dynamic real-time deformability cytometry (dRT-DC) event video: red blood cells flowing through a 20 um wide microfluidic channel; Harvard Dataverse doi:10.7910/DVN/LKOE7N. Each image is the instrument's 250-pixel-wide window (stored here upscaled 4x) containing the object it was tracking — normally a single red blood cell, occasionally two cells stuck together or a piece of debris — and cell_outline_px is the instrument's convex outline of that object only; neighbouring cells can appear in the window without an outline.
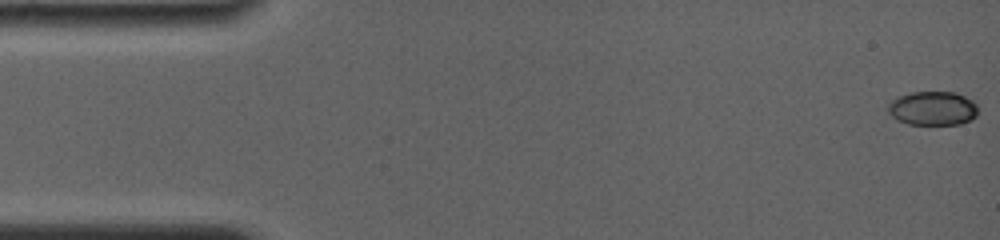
{"species": "common noctule bat (a hibernating species)", "species_latin": "Nyctalus noctula", "temperature_condition": "room temperature", "stored_images_in_passage": 96, "camera_frame_rate_fps": 4000, "um_per_image_px": 0.085, "animal": {"sex": "female", "body_mass_g": 19.0, "forearm_length_mm": 56.7}, "frame": {"image": 1, "passage_image": 1, "time_ms": 0.0, "image_size_px": [1000, 240], "cell_outline_px": [[976, 116], [972, 120], [960, 124], [908, 124], [896, 120], [888, 112], [888, 104], [892, 100], [900, 96], [912, 92], [956, 92], [972, 100], [976, 104]], "centroid_in_image_um": [79.28, 9.21], "position_along_channel_um": 5.7, "area_um2": 17.8}}
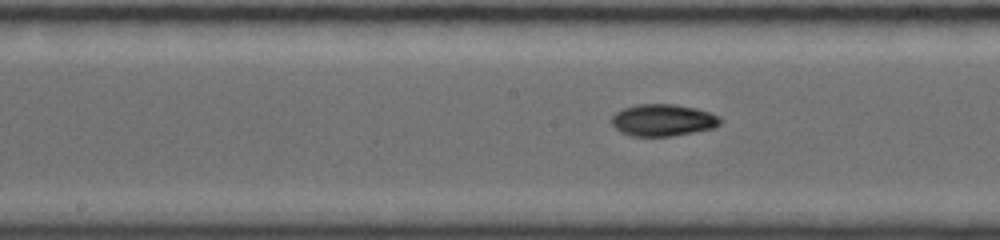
{"frame": {"image": 2, "passage_image": 57, "time_ms": 8.25, "image_size_px": [1000, 240], "cell_outline_px": [[720, 124], [716, 128], [672, 136], [632, 136], [620, 132], [612, 124], [612, 116], [616, 112], [624, 108], [636, 104], [676, 104], [696, 108], [720, 116]], "centroid_in_image_um": [56.36, 10.21], "position_along_channel_um": 191.8, "area_um2": 20.29}}
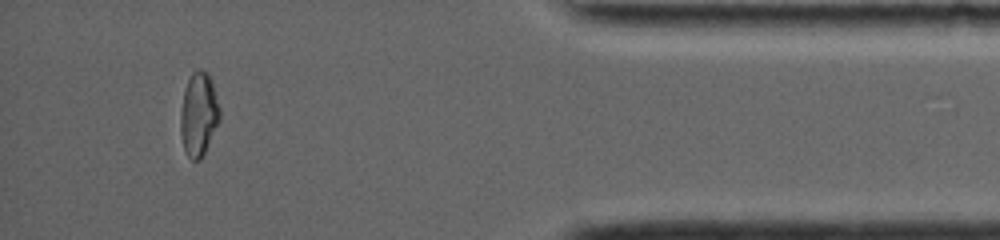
{"frame": {"image": 3, "passage_image": 92, "time_ms": 15.0, "image_size_px": [1000, 240], "cell_outline_px": [[220, 120], [200, 160], [192, 160], [188, 156], [184, 148], [180, 132], [180, 112], [184, 88], [192, 72], [200, 68], [208, 72], [212, 80], [220, 108]], "centroid_in_image_um": [16.89, 9.67], "position_along_channel_um": 418.3, "area_um2": 19.25}}